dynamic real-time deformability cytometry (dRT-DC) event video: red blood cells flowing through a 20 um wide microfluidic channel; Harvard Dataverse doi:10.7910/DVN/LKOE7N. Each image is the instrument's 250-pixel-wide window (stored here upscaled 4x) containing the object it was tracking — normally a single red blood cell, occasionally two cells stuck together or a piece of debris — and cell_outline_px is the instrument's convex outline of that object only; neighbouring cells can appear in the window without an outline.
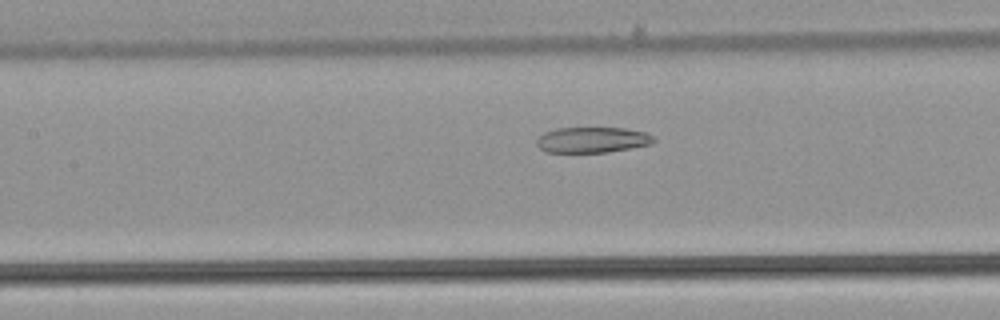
{"species": "common noctule bat (a hibernating species)", "species_latin": "Nyctalus noctula", "temperature_condition": "warm", "stored_images_in_passage": 33, "camera_frame_rate_fps": 3000, "um_per_image_px": 0.085, "animal": {"sex": "male", "body_mass_g": 21.5, "forearm_length_mm": 52.0}, "frame": {"image": 1, "passage_image": 8, "time_ms": 2.333, "image_size_px": [1000, 320], "cell_outline_px": [[656, 140], [652, 144], [608, 152], [544, 152], [536, 144], [536, 140], [544, 132], [556, 128], [624, 128], [644, 132], [656, 136]], "centroid_in_image_um": [50.36, 11.89], "position_along_channel_um": 157.0, "area_um2": 17.57}}
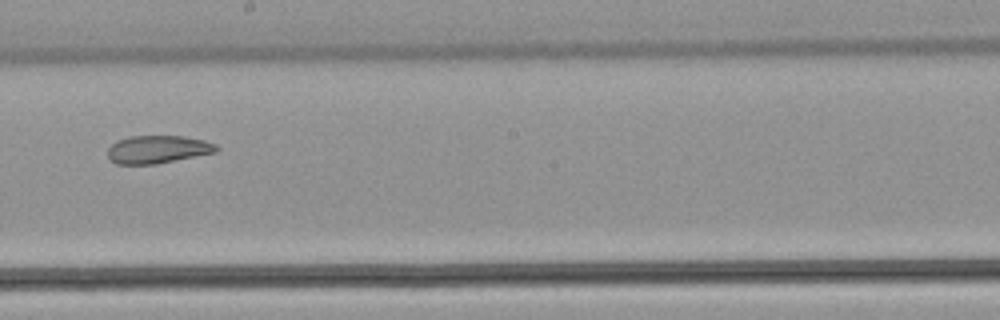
{"frame": {"image": 2, "passage_image": 14, "time_ms": 4.333, "image_size_px": [1000, 320], "cell_outline_px": [[220, 148], [216, 152], [156, 164], [116, 164], [108, 156], [108, 148], [116, 140], [128, 136], [184, 136], [204, 140], [216, 144]], "centroid_in_image_um": [13.41, 12.69], "position_along_channel_um": 234.8, "area_um2": 17.69}}
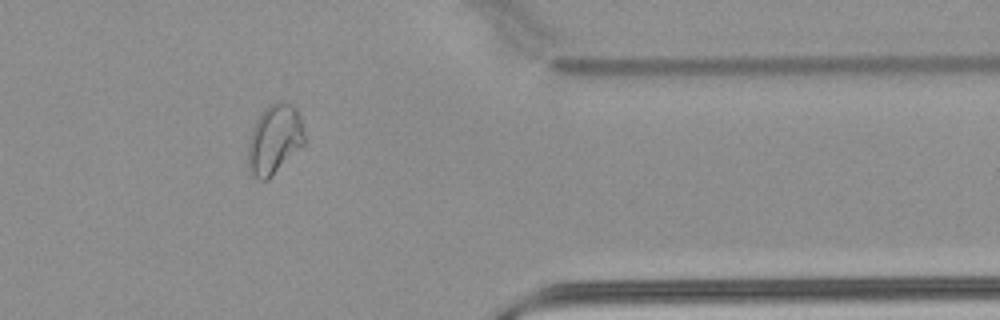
{"frame": {"image": 3, "passage_image": 27, "time_ms": 8.667, "image_size_px": [1000, 320], "cell_outline_px": [[304, 144], [268, 180], [256, 180], [248, 176], [248, 140], [252, 128], [256, 120], [264, 108], [268, 104], [280, 100], [284, 100], [296, 108], [300, 116], [304, 132]], "centroid_in_image_um": [23.29, 11.86], "position_along_channel_um": 388.1, "area_um2": 23.35}}